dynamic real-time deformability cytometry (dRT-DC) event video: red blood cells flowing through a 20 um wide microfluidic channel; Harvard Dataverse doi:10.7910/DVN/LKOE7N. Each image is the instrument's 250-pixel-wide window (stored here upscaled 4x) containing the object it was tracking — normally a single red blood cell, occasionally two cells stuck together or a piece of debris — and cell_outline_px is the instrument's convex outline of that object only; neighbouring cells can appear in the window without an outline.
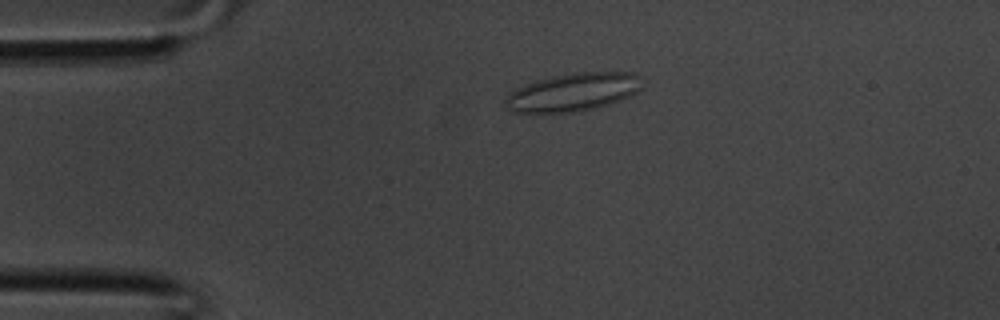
{"species": "common noctule bat (a hibernating species)", "species_latin": "Nyctalus noctula", "temperature_condition": "room temperature", "stored_images_in_passage": 37, "camera_frame_rate_fps": 3000, "um_per_image_px": 0.085, "animal": {"sex": "male", "body_mass_g": 20.1, "forearm_length_mm": 53.5}, "frame": {"image": 1, "passage_image": 8, "time_ms": 2.333, "image_size_px": [1000, 320], "cell_outline_px": [[640, 88], [636, 92], [620, 100], [596, 108], [580, 112], [512, 112], [504, 104], [504, 100], [508, 92], [524, 84], [536, 80], [576, 72], [632, 72], [640, 76]], "centroid_in_image_um": [48.67, 7.83], "position_along_channel_um": 36.3, "area_um2": 30.29}}
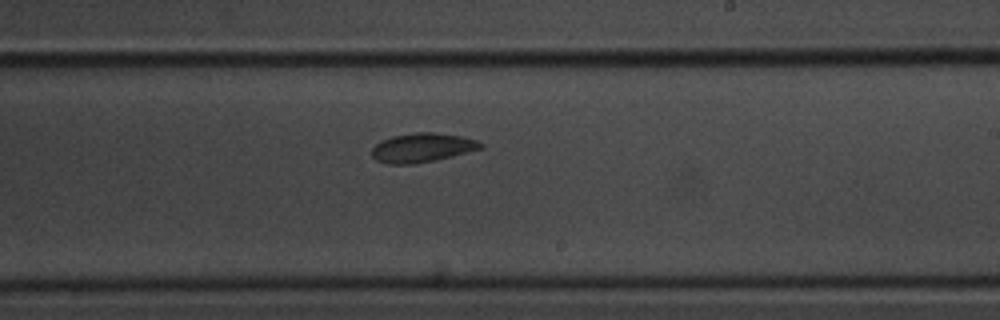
{"frame": {"image": 2, "passage_image": 22, "time_ms": 7.0, "image_size_px": [1000, 320], "cell_outline_px": [[484, 148], [436, 160], [416, 164], [388, 164], [376, 160], [372, 156], [372, 148], [380, 140], [392, 136], [416, 132], [436, 132], [460, 136], [476, 140], [484, 144]], "centroid_in_image_um": [35.88, 12.55], "position_along_channel_um": 253.1, "area_um2": 18.61}}
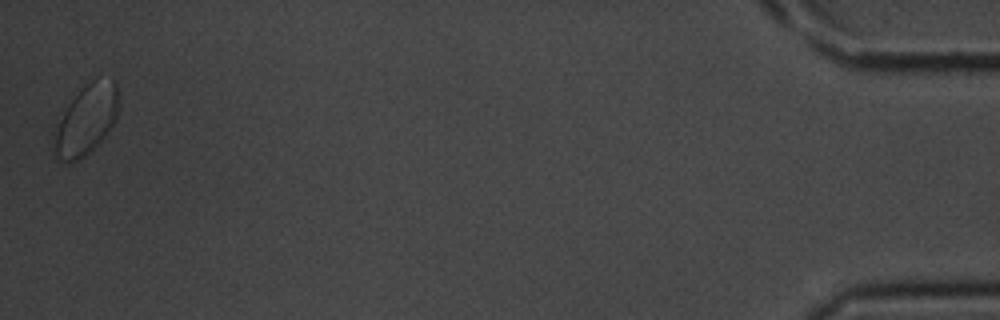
{"frame": {"image": 3, "passage_image": 37, "time_ms": 12.0, "image_size_px": [1000, 320], "cell_outline_px": [[116, 116], [108, 132], [84, 156], [76, 160], [60, 160], [56, 156], [56, 132], [60, 120], [64, 112], [72, 100], [84, 84], [92, 80], [112, 80], [116, 84]], "centroid_in_image_um": [7.34, 10.17], "position_along_channel_um": 427.9, "area_um2": 24.57}}